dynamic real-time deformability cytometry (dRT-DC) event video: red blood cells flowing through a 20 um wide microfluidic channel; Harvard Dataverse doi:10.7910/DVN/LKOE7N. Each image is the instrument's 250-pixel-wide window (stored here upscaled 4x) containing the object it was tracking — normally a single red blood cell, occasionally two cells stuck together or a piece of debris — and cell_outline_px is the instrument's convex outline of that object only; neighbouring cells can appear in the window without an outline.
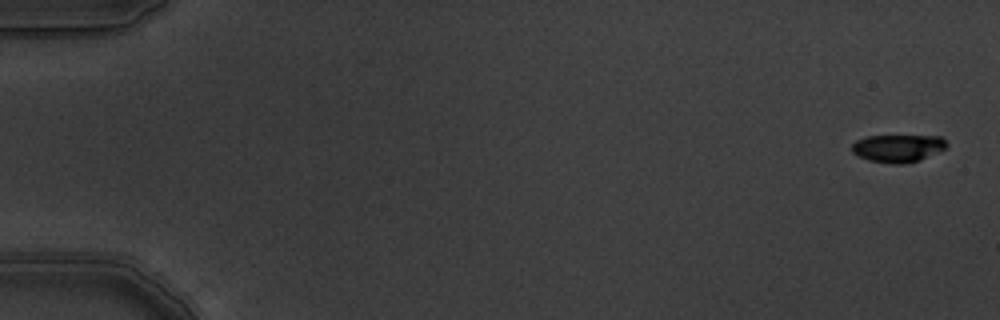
{"species": "common noctule bat (a hibernating species)", "species_latin": "Nyctalus noctula", "temperature_condition": "warm", "stored_images_in_passage": 4, "camera_frame_rate_fps": 3000, "um_per_image_px": 0.085, "animal": {"sex": "male", "body_mass_g": 19.5, "forearm_length_mm": 54.6}, "frame": {"image": 1, "passage_image": 1, "time_ms": 0.0, "image_size_px": [1000, 320], "cell_outline_px": [[948, 148], [920, 160], [904, 164], [892, 164], [868, 160], [852, 152], [852, 144], [856, 140], [868, 136], [940, 136], [948, 144]], "centroid_in_image_um": [76.35, 12.6], "position_along_channel_um": 8.6, "area_um2": 15.32}}